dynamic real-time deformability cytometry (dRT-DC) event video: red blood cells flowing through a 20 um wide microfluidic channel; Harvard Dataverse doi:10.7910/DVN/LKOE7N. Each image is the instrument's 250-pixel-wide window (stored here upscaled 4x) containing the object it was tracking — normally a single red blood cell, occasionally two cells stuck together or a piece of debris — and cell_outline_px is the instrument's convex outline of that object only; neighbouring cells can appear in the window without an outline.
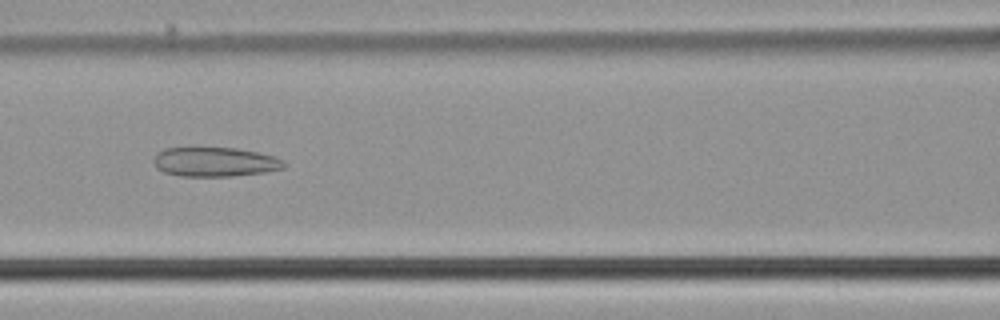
{"species": "common noctule bat (a hibernating species)", "species_latin": "Nyctalus noctula", "temperature_condition": "cold", "stored_images_in_passage": 39, "camera_frame_rate_fps": 3000, "um_per_image_px": 0.085, "animal": {"sex": "male", "body_mass_g": 21.5, "forearm_length_mm": 52.0}, "frame": {"image": 1, "passage_image": 14, "time_ms": 4.333, "image_size_px": [1000, 320], "cell_outline_px": [[288, 164], [284, 168], [264, 172], [232, 176], [180, 176], [164, 172], [156, 168], [152, 160], [164, 148], [236, 148], [256, 152], [272, 156], [284, 160]], "centroid_in_image_um": [18.28, 13.77], "position_along_channel_um": 148.3, "area_um2": 22.2}}
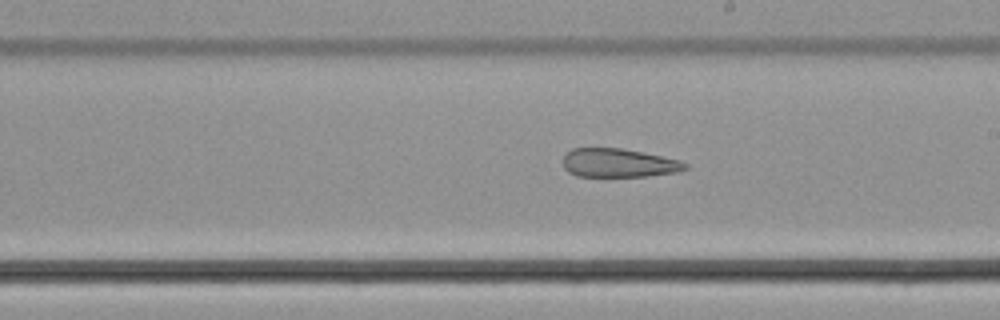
{"frame": {"image": 2, "passage_image": 21, "time_ms": 6.667, "image_size_px": [1000, 320], "cell_outline_px": [[688, 168], [680, 172], [648, 176], [576, 176], [568, 172], [564, 168], [564, 156], [572, 148], [624, 148], [644, 152], [680, 160], [688, 164]], "centroid_in_image_um": [52.63, 13.85], "position_along_channel_um": 236.4, "area_um2": 20.58}}
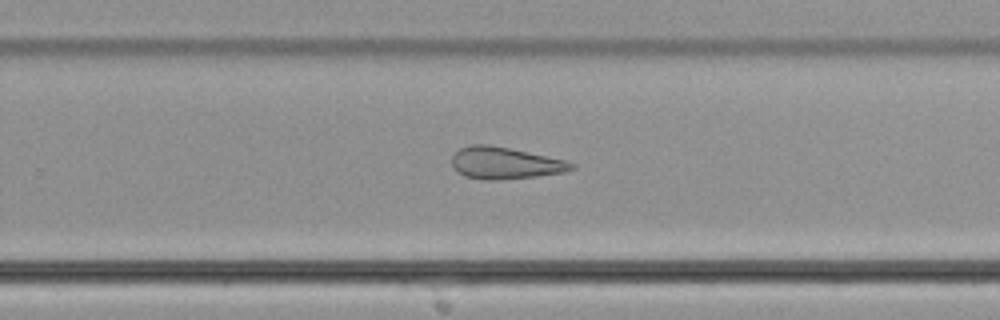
{"frame": {"image": 3, "passage_image": 25, "time_ms": 8.0, "image_size_px": [1000, 320], "cell_outline_px": [[576, 168], [568, 172], [536, 176], [500, 180], [484, 180], [464, 176], [456, 172], [452, 164], [452, 156], [460, 148], [472, 144], [488, 144], [508, 148], [564, 160], [576, 164]], "centroid_in_image_um": [42.92, 13.87], "position_along_channel_um": 286.9, "area_um2": 22.25}}